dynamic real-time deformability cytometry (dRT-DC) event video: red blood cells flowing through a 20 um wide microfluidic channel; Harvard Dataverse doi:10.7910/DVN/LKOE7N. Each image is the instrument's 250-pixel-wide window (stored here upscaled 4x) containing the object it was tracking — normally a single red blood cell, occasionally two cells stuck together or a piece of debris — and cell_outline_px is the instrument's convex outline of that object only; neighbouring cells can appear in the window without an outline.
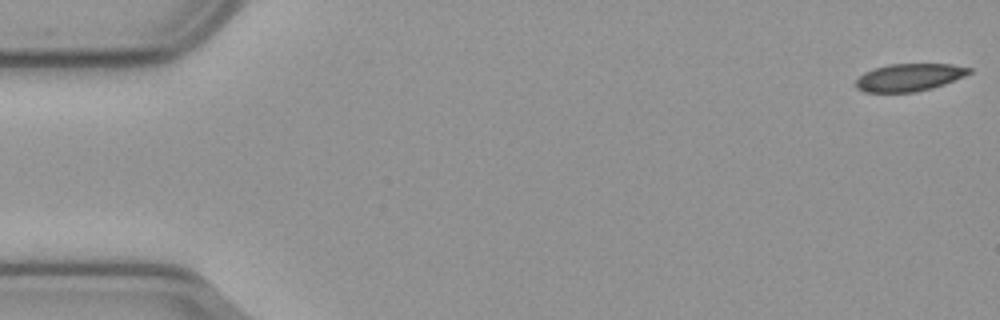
{"species": "common noctule bat (a hibernating species)", "species_latin": "Nyctalus noctula", "temperature_condition": "cold", "stored_images_in_passage": 56, "camera_frame_rate_fps": 3000, "um_per_image_px": 0.085, "animal": {"sex": "male", "body_mass_g": 23.1, "forearm_length_mm": 52.7}, "frame": {"image": 1, "passage_image": 1, "time_ms": 0.0, "image_size_px": [1000, 320], "cell_outline_px": [[972, 72], [964, 76], [944, 84], [932, 88], [916, 92], [864, 92], [856, 88], [856, 80], [864, 72], [888, 64], [952, 64], [972, 68]], "centroid_in_image_um": [77.29, 6.57], "position_along_channel_um": 7.7, "area_um2": 18.15}}
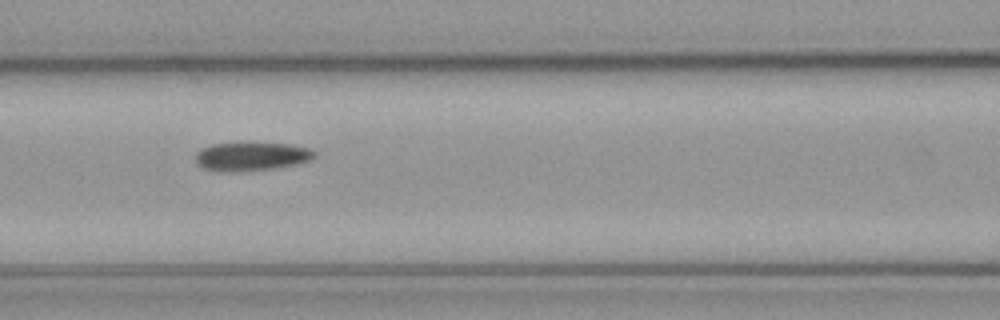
{"frame": {"image": 2, "passage_image": 24, "time_ms": 7.667, "image_size_px": [1000, 320], "cell_outline_px": [[316, 156], [312, 160], [296, 164], [272, 168], [236, 172], [220, 172], [204, 168], [196, 164], [196, 152], [200, 148], [212, 144], [244, 140], [292, 144], [308, 148], [316, 152]], "centroid_in_image_um": [21.35, 13.25], "position_along_channel_um": 145.3, "area_um2": 20.81}}
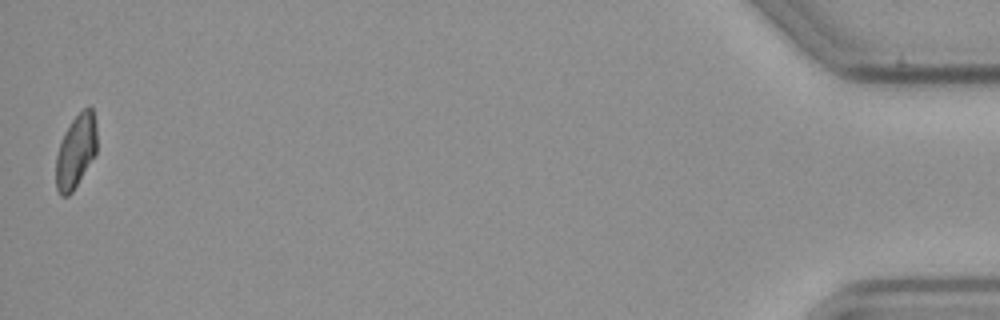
{"frame": {"image": 3, "passage_image": 56, "time_ms": 18.333, "image_size_px": [1000, 320], "cell_outline_px": [[96, 152], [72, 192], [68, 196], [60, 196], [56, 188], [56, 156], [64, 132], [72, 120], [88, 104], [92, 108], [96, 124]], "centroid_in_image_um": [6.44, 12.84], "position_along_channel_um": 428.8, "area_um2": 17.34}}